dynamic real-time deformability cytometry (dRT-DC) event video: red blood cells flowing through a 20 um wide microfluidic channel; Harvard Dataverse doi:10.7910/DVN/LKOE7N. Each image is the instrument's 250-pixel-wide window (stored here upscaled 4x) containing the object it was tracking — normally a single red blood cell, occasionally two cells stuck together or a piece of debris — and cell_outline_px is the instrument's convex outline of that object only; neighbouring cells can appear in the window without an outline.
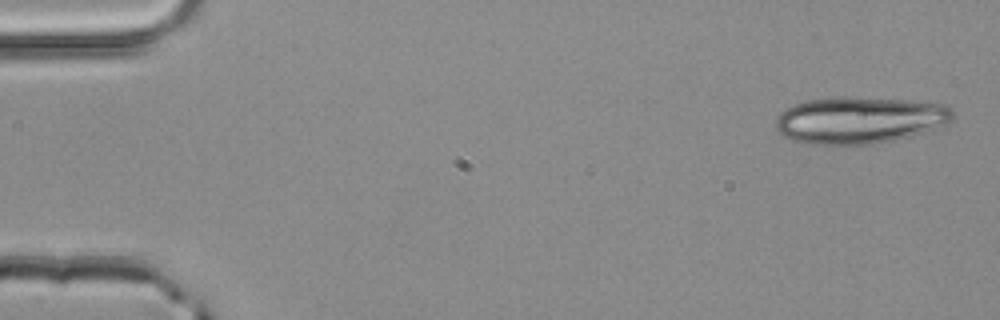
{"species": "common noctule bat (a hibernating species)", "species_latin": "Nyctalus noctula", "temperature_condition": "room temperature", "stored_images_in_passage": 3, "camera_frame_rate_fps": 3000, "um_per_image_px": 0.085, "animal": {"sex": "male", "body_mass_g": 20.4}, "frame": {"image": 1, "passage_image": 1, "time_ms": 0.0, "image_size_px": [1000, 320], "cell_outline_px": [[952, 120], [944, 124], [908, 136], [892, 140], [872, 144], [812, 144], [792, 140], [780, 136], [776, 128], [776, 116], [780, 112], [796, 104], [808, 100], [832, 96], [844, 96], [912, 100], [944, 104], [952, 108]], "centroid_in_image_um": [73.0, 10.19], "position_along_channel_um": 12.0, "area_um2": 48.26}}